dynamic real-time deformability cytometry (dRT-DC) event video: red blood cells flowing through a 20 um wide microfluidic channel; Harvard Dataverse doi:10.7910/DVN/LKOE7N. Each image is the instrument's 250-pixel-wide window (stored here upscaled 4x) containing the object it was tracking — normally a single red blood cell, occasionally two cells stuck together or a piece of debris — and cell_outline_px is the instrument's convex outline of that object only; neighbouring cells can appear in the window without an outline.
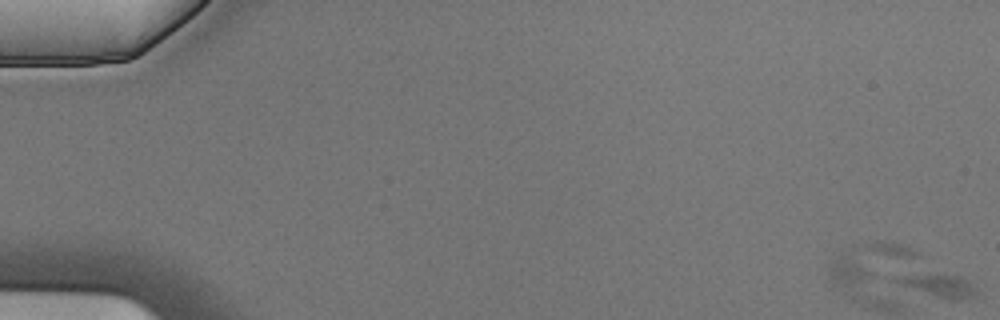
{"species": "Egyptian fruit bat (a non-hibernating species)", "species_latin": "Rousettus aegyptiacus", "temperature_condition": "cold", "stored_images_in_passage": 5, "segment_of_instrument_passage": [1, 2], "camera_frame_rate_fps": 3000, "um_per_image_px": 0.085, "animal": {"sex": "male"}, "frame": {"image": 1, "passage_image": 1, "time_ms": 0.0, "image_size_px": [1000, 320], "cell_outline_px": [[980, 292], [972, 300], [948, 300], [936, 296], [892, 280], [900, 276], [936, 272], [940, 272], [960, 276], [976, 284]], "centroid_in_image_um": [80.05, 24.26], "position_along_channel_um": 5.0, "area_um2": 11.04}}